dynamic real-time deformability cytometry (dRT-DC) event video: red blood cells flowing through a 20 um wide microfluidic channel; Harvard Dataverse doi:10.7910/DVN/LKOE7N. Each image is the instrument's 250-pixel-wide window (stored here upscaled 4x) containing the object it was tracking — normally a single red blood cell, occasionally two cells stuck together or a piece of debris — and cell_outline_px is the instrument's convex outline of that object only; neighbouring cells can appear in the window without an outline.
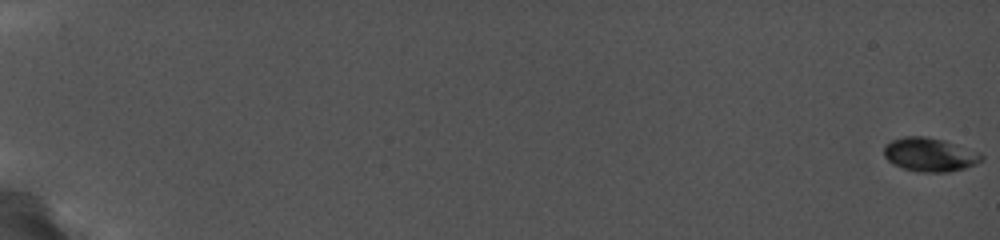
{"species": "common noctule bat (a hibernating species)", "species_latin": "Nyctalus noctula", "temperature_condition": "cold", "stored_images_in_passage": 45, "camera_frame_rate_fps": 5000, "um_per_image_px": 0.085, "animal": {"sex": "female", "body_mass_g": 19.0, "forearm_length_mm": 56.7}, "frame": {"image": 1, "passage_image": 1, "time_ms": 0.0, "image_size_px": [1000, 240], "cell_outline_px": [[984, 156], [980, 160], [964, 168], [940, 172], [932, 172], [904, 168], [888, 160], [884, 156], [884, 144], [892, 140], [904, 136], [924, 136], [944, 140], [956, 144], [976, 152]], "centroid_in_image_um": [78.97, 13.11], "position_along_channel_um": 6.0, "area_um2": 18.5}}
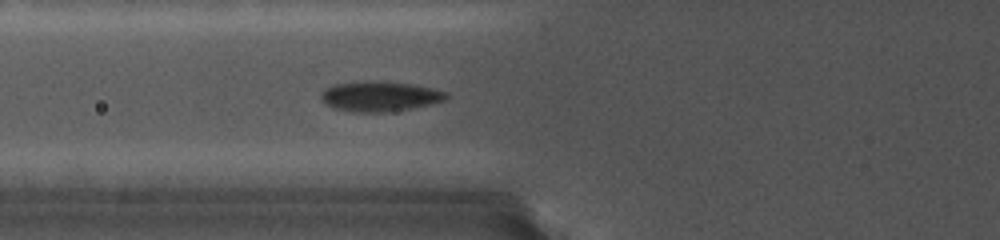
{"frame": {"image": 2, "passage_image": 19, "time_ms": 8.4, "image_size_px": [1000, 240], "cell_outline_px": [[448, 96], [444, 100], [432, 104], [412, 108], [388, 112], [352, 112], [332, 108], [324, 104], [320, 100], [320, 92], [324, 88], [336, 84], [412, 84], [432, 88], [448, 92]], "centroid_in_image_um": [32.26, 8.25], "position_along_channel_um": 93.5, "area_um2": 21.15}}
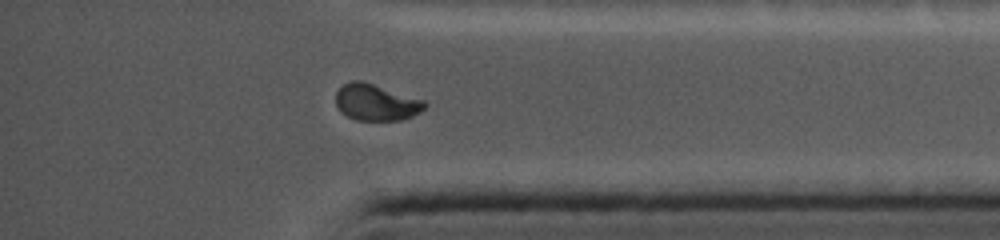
{"frame": {"image": 3, "passage_image": 41, "time_ms": 16.6, "image_size_px": [1000, 240], "cell_outline_px": [[424, 108], [420, 112], [404, 120], [356, 120], [348, 116], [336, 104], [336, 92], [344, 84], [356, 80], [372, 84], [420, 100], [424, 104]], "centroid_in_image_um": [31.93, 8.73], "position_along_channel_um": 403.3, "area_um2": 18.03}}